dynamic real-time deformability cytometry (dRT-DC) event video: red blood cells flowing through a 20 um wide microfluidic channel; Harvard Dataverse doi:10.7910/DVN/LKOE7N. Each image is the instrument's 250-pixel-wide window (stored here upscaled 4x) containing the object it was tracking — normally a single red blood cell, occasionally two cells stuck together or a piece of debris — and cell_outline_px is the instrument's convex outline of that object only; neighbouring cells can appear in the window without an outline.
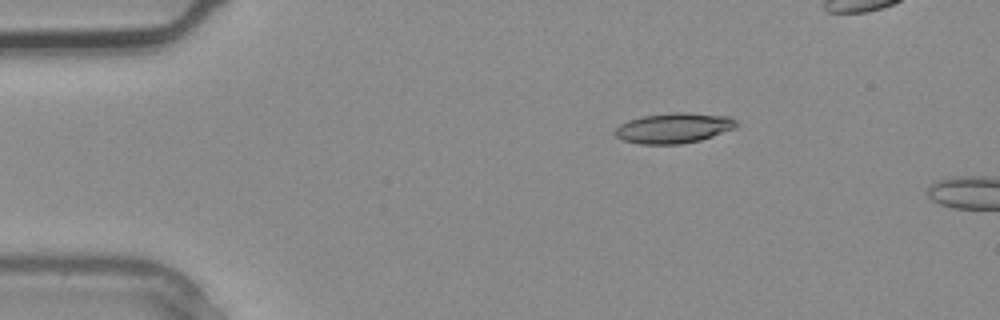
{"species": "common noctule bat (a hibernating species)", "species_latin": "Nyctalus noctula", "temperature_condition": "warm", "stored_images_in_passage": 2, "camera_frame_rate_fps": 3000, "um_per_image_px": 0.085, "animal": {"sex": "male", "body_mass_g": 20.4}, "frame": {"image": 1, "passage_image": 1, "time_ms": 0.0, "image_size_px": [1000, 320], "cell_outline_px": [[736, 128], [700, 140], [680, 144], [640, 144], [624, 140], [616, 136], [612, 132], [620, 124], [628, 120], [644, 116], [672, 112], [684, 112], [728, 116], [736, 120]], "centroid_in_image_um": [57.25, 10.88], "position_along_channel_um": 27.7, "area_um2": 21.33}}